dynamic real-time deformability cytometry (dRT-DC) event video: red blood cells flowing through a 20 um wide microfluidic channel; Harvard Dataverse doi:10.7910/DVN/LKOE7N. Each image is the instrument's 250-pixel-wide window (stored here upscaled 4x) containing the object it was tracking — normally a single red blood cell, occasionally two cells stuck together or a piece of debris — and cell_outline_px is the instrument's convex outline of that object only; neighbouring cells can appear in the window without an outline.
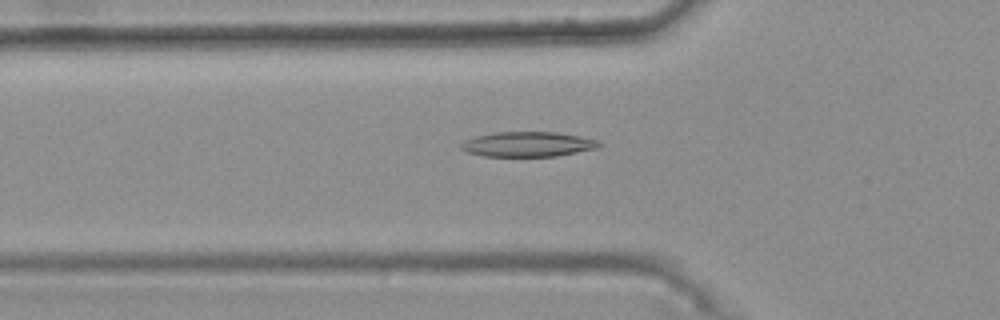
{"species": "common noctule bat (a hibernating species)", "species_latin": "Nyctalus noctula", "temperature_condition": "warm", "stored_images_in_passage": 48, "camera_frame_rate_fps": 3000, "um_per_image_px": 0.085, "animal": {"sex": "female", "body_mass_g": 25.1}, "frame": {"image": 1, "passage_image": 18, "time_ms": 5.667, "image_size_px": [1000, 320], "cell_outline_px": [[604, 144], [600, 148], [556, 156], [484, 156], [468, 152], [460, 148], [460, 144], [464, 140], [476, 136], [492, 132], [556, 132], [580, 136], [600, 140]], "centroid_in_image_um": [44.92, 12.25], "position_along_channel_um": 80.9, "area_um2": 20.29}}
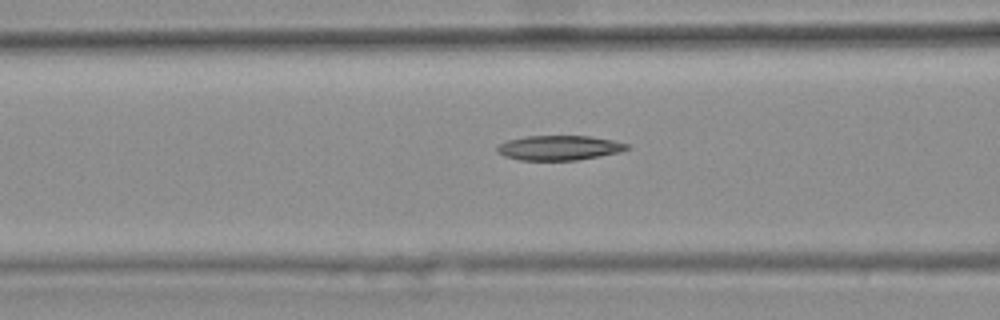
{"frame": {"image": 2, "passage_image": 21, "time_ms": 6.667, "image_size_px": [1000, 320], "cell_outline_px": [[628, 148], [620, 152], [576, 160], [520, 160], [504, 156], [496, 152], [496, 148], [500, 144], [508, 140], [524, 136], [588, 136], [612, 140], [628, 144]], "centroid_in_image_um": [47.48, 12.56], "position_along_channel_um": 119.1, "area_um2": 18.55}}
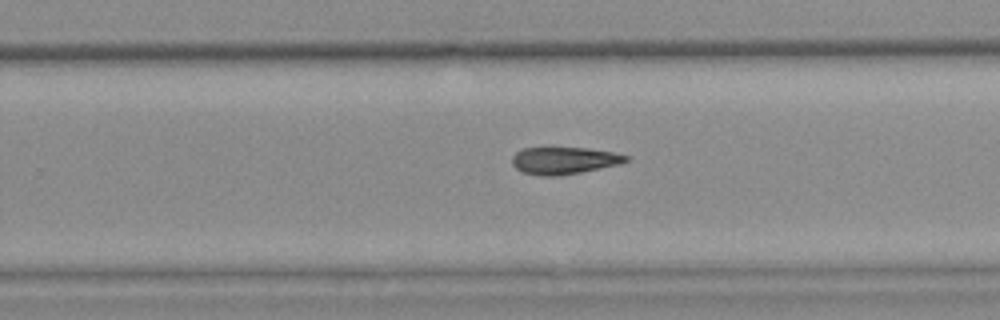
{"frame": {"image": 3, "passage_image": 34, "time_ms": 11.0, "image_size_px": [1000, 320], "cell_outline_px": [[628, 160], [620, 164], [560, 176], [540, 176], [524, 172], [516, 168], [512, 164], [512, 156], [516, 152], [524, 148], [588, 148], [612, 152], [628, 156]], "centroid_in_image_um": [47.93, 13.65], "position_along_channel_um": 281.9, "area_um2": 17.86}}